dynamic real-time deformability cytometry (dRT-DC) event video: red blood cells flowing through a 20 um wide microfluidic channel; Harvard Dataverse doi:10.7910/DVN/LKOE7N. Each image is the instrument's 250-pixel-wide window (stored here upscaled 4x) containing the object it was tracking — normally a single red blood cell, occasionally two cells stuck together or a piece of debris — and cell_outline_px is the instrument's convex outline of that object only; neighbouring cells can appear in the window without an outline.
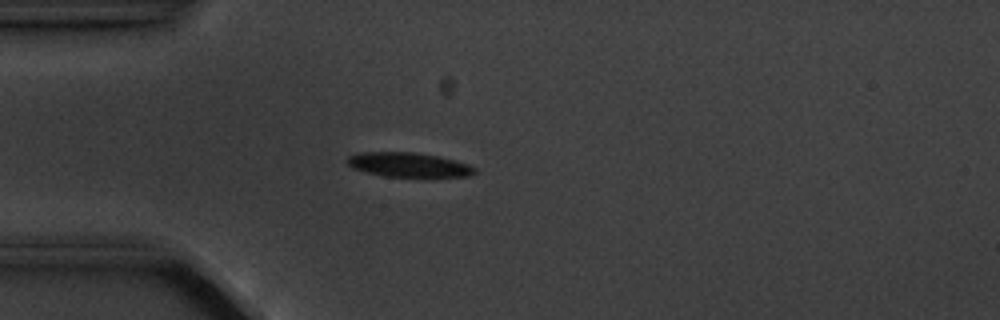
{"species": "common noctule bat (a hibernating species)", "species_latin": "Nyctalus noctula", "temperature_condition": "cold", "stored_images_in_passage": 4, "camera_frame_rate_fps": 3000, "um_per_image_px": 0.085, "animal": {"sex": "male", "body_mass_g": 20.1, "forearm_length_mm": 53.5}, "frame": {"image": 1, "passage_image": 3, "time_ms": 2.333, "image_size_px": [1000, 320], "cell_outline_px": [[476, 172], [468, 176], [384, 176], [352, 168], [344, 160], [348, 156], [360, 152], [412, 152], [436, 156], [468, 164], [476, 168]], "centroid_in_image_um": [34.67, 13.99], "position_along_channel_um": 50.3, "area_um2": 17.8}}